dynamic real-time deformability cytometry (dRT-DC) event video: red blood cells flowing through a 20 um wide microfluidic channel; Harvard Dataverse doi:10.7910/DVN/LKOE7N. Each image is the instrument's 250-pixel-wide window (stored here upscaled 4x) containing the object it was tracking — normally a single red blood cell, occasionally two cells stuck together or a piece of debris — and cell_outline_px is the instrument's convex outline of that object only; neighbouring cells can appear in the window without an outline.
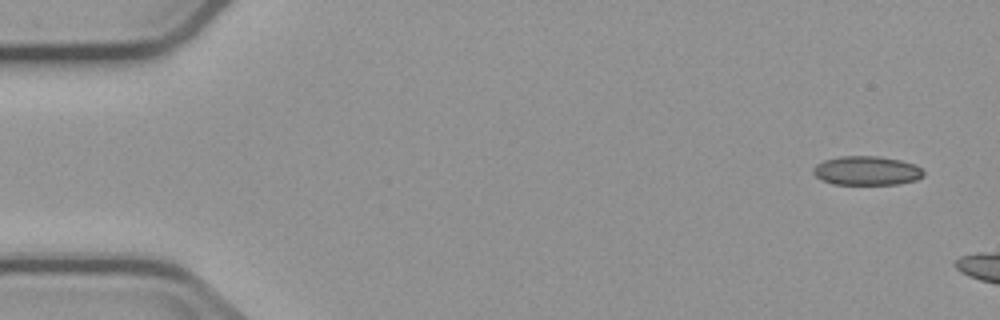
{"species": "common noctule bat (a hibernating species)", "species_latin": "Nyctalus noctula", "temperature_condition": "cold", "stored_images_in_passage": 2, "camera_frame_rate_fps": 3000, "um_per_image_px": 0.085, "animal": {"sex": "male", "body_mass_g": 23.1, "forearm_length_mm": 52.7}, "frame": {"image": 1, "passage_image": 1, "time_ms": 0.0, "image_size_px": [1000, 320], "cell_outline_px": [[924, 176], [916, 180], [896, 184], [832, 184], [816, 176], [812, 172], [812, 168], [816, 164], [824, 160], [840, 156], [880, 156], [900, 160], [916, 164], [924, 172]], "centroid_in_image_um": [73.67, 14.5], "position_along_channel_um": 11.3, "area_um2": 18.73}}